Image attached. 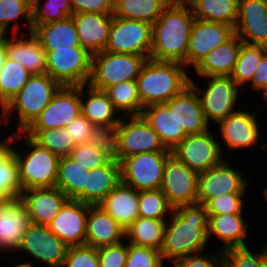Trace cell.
Returning <instances> with one entry per match:
<instances>
[{
    "label": "cell",
    "mask_w": 267,
    "mask_h": 267,
    "mask_svg": "<svg viewBox=\"0 0 267 267\" xmlns=\"http://www.w3.org/2000/svg\"><path fill=\"white\" fill-rule=\"evenodd\" d=\"M166 221L160 253L163 261L175 260L206 252L208 217L204 205L193 204L172 210Z\"/></svg>",
    "instance_id": "cell-1"
},
{
    "label": "cell",
    "mask_w": 267,
    "mask_h": 267,
    "mask_svg": "<svg viewBox=\"0 0 267 267\" xmlns=\"http://www.w3.org/2000/svg\"><path fill=\"white\" fill-rule=\"evenodd\" d=\"M195 17L190 5L173 1L152 24L150 57L157 61H174L186 67L189 37Z\"/></svg>",
    "instance_id": "cell-2"
},
{
    "label": "cell",
    "mask_w": 267,
    "mask_h": 267,
    "mask_svg": "<svg viewBox=\"0 0 267 267\" xmlns=\"http://www.w3.org/2000/svg\"><path fill=\"white\" fill-rule=\"evenodd\" d=\"M191 73L182 63L148 58L136 79L143 108L164 104L190 85Z\"/></svg>",
    "instance_id": "cell-3"
},
{
    "label": "cell",
    "mask_w": 267,
    "mask_h": 267,
    "mask_svg": "<svg viewBox=\"0 0 267 267\" xmlns=\"http://www.w3.org/2000/svg\"><path fill=\"white\" fill-rule=\"evenodd\" d=\"M23 139L24 148L16 147ZM25 139V140H24ZM18 163L19 182L21 191L31 188H53L56 186L59 157L37 143L24 132H14L8 141ZM13 145V146H12ZM26 150V152H24Z\"/></svg>",
    "instance_id": "cell-4"
},
{
    "label": "cell",
    "mask_w": 267,
    "mask_h": 267,
    "mask_svg": "<svg viewBox=\"0 0 267 267\" xmlns=\"http://www.w3.org/2000/svg\"><path fill=\"white\" fill-rule=\"evenodd\" d=\"M62 86L47 73L32 75L19 93L7 104L8 122L15 118L17 130L24 132L51 102Z\"/></svg>",
    "instance_id": "cell-5"
},
{
    "label": "cell",
    "mask_w": 267,
    "mask_h": 267,
    "mask_svg": "<svg viewBox=\"0 0 267 267\" xmlns=\"http://www.w3.org/2000/svg\"><path fill=\"white\" fill-rule=\"evenodd\" d=\"M192 78L191 76L190 84L197 92L205 119L210 126L213 123L217 125L241 107L238 102L244 92L230 76L201 77L202 80L203 78L206 80L207 84L202 82L201 87L197 84L199 83L198 80L195 81ZM202 84L206 86L203 85L202 87ZM240 94L242 95L240 96Z\"/></svg>",
    "instance_id": "cell-6"
},
{
    "label": "cell",
    "mask_w": 267,
    "mask_h": 267,
    "mask_svg": "<svg viewBox=\"0 0 267 267\" xmlns=\"http://www.w3.org/2000/svg\"><path fill=\"white\" fill-rule=\"evenodd\" d=\"M148 58L102 51L92 55L88 85L105 91L122 81L136 80Z\"/></svg>",
    "instance_id": "cell-7"
},
{
    "label": "cell",
    "mask_w": 267,
    "mask_h": 267,
    "mask_svg": "<svg viewBox=\"0 0 267 267\" xmlns=\"http://www.w3.org/2000/svg\"><path fill=\"white\" fill-rule=\"evenodd\" d=\"M92 55L82 47L46 51V73L61 86L88 83Z\"/></svg>",
    "instance_id": "cell-8"
},
{
    "label": "cell",
    "mask_w": 267,
    "mask_h": 267,
    "mask_svg": "<svg viewBox=\"0 0 267 267\" xmlns=\"http://www.w3.org/2000/svg\"><path fill=\"white\" fill-rule=\"evenodd\" d=\"M209 130L199 134L186 135L172 150L180 162L184 163L197 174L219 165L224 161L221 141ZM216 137V138H215Z\"/></svg>",
    "instance_id": "cell-9"
},
{
    "label": "cell",
    "mask_w": 267,
    "mask_h": 267,
    "mask_svg": "<svg viewBox=\"0 0 267 267\" xmlns=\"http://www.w3.org/2000/svg\"><path fill=\"white\" fill-rule=\"evenodd\" d=\"M172 152H143L120 162L121 182L137 191L160 189L164 167Z\"/></svg>",
    "instance_id": "cell-10"
},
{
    "label": "cell",
    "mask_w": 267,
    "mask_h": 267,
    "mask_svg": "<svg viewBox=\"0 0 267 267\" xmlns=\"http://www.w3.org/2000/svg\"><path fill=\"white\" fill-rule=\"evenodd\" d=\"M152 24L112 15L108 42L104 51L150 57Z\"/></svg>",
    "instance_id": "cell-11"
},
{
    "label": "cell",
    "mask_w": 267,
    "mask_h": 267,
    "mask_svg": "<svg viewBox=\"0 0 267 267\" xmlns=\"http://www.w3.org/2000/svg\"><path fill=\"white\" fill-rule=\"evenodd\" d=\"M80 114V86H62L24 133L33 138L40 130L66 127Z\"/></svg>",
    "instance_id": "cell-12"
},
{
    "label": "cell",
    "mask_w": 267,
    "mask_h": 267,
    "mask_svg": "<svg viewBox=\"0 0 267 267\" xmlns=\"http://www.w3.org/2000/svg\"><path fill=\"white\" fill-rule=\"evenodd\" d=\"M239 108L232 112L228 117L220 121L217 125L219 127V135L222 142L227 145L229 152L238 151L240 149H251L256 145H259V149H267V143H260L263 138L260 135V125L257 114L260 111V107L247 112V109ZM258 112V113H257ZM259 142V143H258Z\"/></svg>",
    "instance_id": "cell-13"
},
{
    "label": "cell",
    "mask_w": 267,
    "mask_h": 267,
    "mask_svg": "<svg viewBox=\"0 0 267 267\" xmlns=\"http://www.w3.org/2000/svg\"><path fill=\"white\" fill-rule=\"evenodd\" d=\"M118 159L143 152H172L165 148L158 134L140 116H122L118 124Z\"/></svg>",
    "instance_id": "cell-14"
},
{
    "label": "cell",
    "mask_w": 267,
    "mask_h": 267,
    "mask_svg": "<svg viewBox=\"0 0 267 267\" xmlns=\"http://www.w3.org/2000/svg\"><path fill=\"white\" fill-rule=\"evenodd\" d=\"M198 175L174 155L167 158L160 190L173 210L197 204Z\"/></svg>",
    "instance_id": "cell-15"
},
{
    "label": "cell",
    "mask_w": 267,
    "mask_h": 267,
    "mask_svg": "<svg viewBox=\"0 0 267 267\" xmlns=\"http://www.w3.org/2000/svg\"><path fill=\"white\" fill-rule=\"evenodd\" d=\"M68 246L47 226L31 224L14 255L28 254L30 260L45 264L46 267H62ZM35 259V260H34Z\"/></svg>",
    "instance_id": "cell-16"
},
{
    "label": "cell",
    "mask_w": 267,
    "mask_h": 267,
    "mask_svg": "<svg viewBox=\"0 0 267 267\" xmlns=\"http://www.w3.org/2000/svg\"><path fill=\"white\" fill-rule=\"evenodd\" d=\"M231 163L225 159L198 175L197 204L204 205L208 200L222 194L247 193L249 177Z\"/></svg>",
    "instance_id": "cell-17"
},
{
    "label": "cell",
    "mask_w": 267,
    "mask_h": 267,
    "mask_svg": "<svg viewBox=\"0 0 267 267\" xmlns=\"http://www.w3.org/2000/svg\"><path fill=\"white\" fill-rule=\"evenodd\" d=\"M30 225V216L19 197L0 202V257L15 254Z\"/></svg>",
    "instance_id": "cell-18"
},
{
    "label": "cell",
    "mask_w": 267,
    "mask_h": 267,
    "mask_svg": "<svg viewBox=\"0 0 267 267\" xmlns=\"http://www.w3.org/2000/svg\"><path fill=\"white\" fill-rule=\"evenodd\" d=\"M234 34V28L227 24L195 19L188 42L186 67L194 69L206 54Z\"/></svg>",
    "instance_id": "cell-19"
},
{
    "label": "cell",
    "mask_w": 267,
    "mask_h": 267,
    "mask_svg": "<svg viewBox=\"0 0 267 267\" xmlns=\"http://www.w3.org/2000/svg\"><path fill=\"white\" fill-rule=\"evenodd\" d=\"M89 205L79 200L68 199L48 228L68 247L85 245Z\"/></svg>",
    "instance_id": "cell-20"
},
{
    "label": "cell",
    "mask_w": 267,
    "mask_h": 267,
    "mask_svg": "<svg viewBox=\"0 0 267 267\" xmlns=\"http://www.w3.org/2000/svg\"><path fill=\"white\" fill-rule=\"evenodd\" d=\"M234 33L243 43L267 47V0H239Z\"/></svg>",
    "instance_id": "cell-21"
},
{
    "label": "cell",
    "mask_w": 267,
    "mask_h": 267,
    "mask_svg": "<svg viewBox=\"0 0 267 267\" xmlns=\"http://www.w3.org/2000/svg\"><path fill=\"white\" fill-rule=\"evenodd\" d=\"M164 104L173 112L179 128H183L187 135L199 134L211 128L205 119L197 92L191 84Z\"/></svg>",
    "instance_id": "cell-22"
},
{
    "label": "cell",
    "mask_w": 267,
    "mask_h": 267,
    "mask_svg": "<svg viewBox=\"0 0 267 267\" xmlns=\"http://www.w3.org/2000/svg\"><path fill=\"white\" fill-rule=\"evenodd\" d=\"M4 48L8 59L20 63L32 75L46 73V51L32 32L9 34Z\"/></svg>",
    "instance_id": "cell-23"
},
{
    "label": "cell",
    "mask_w": 267,
    "mask_h": 267,
    "mask_svg": "<svg viewBox=\"0 0 267 267\" xmlns=\"http://www.w3.org/2000/svg\"><path fill=\"white\" fill-rule=\"evenodd\" d=\"M30 216L31 224L48 226L69 199L59 188H31L19 197Z\"/></svg>",
    "instance_id": "cell-24"
},
{
    "label": "cell",
    "mask_w": 267,
    "mask_h": 267,
    "mask_svg": "<svg viewBox=\"0 0 267 267\" xmlns=\"http://www.w3.org/2000/svg\"><path fill=\"white\" fill-rule=\"evenodd\" d=\"M243 215V213L207 215L209 242L215 236L221 241L220 247L217 248L220 251L249 247L246 239L250 226Z\"/></svg>",
    "instance_id": "cell-25"
},
{
    "label": "cell",
    "mask_w": 267,
    "mask_h": 267,
    "mask_svg": "<svg viewBox=\"0 0 267 267\" xmlns=\"http://www.w3.org/2000/svg\"><path fill=\"white\" fill-rule=\"evenodd\" d=\"M81 47L91 55L102 52L108 42L112 15L100 13H76L72 15Z\"/></svg>",
    "instance_id": "cell-26"
},
{
    "label": "cell",
    "mask_w": 267,
    "mask_h": 267,
    "mask_svg": "<svg viewBox=\"0 0 267 267\" xmlns=\"http://www.w3.org/2000/svg\"><path fill=\"white\" fill-rule=\"evenodd\" d=\"M125 240V228L100 206H90L87 214L85 245L96 249Z\"/></svg>",
    "instance_id": "cell-27"
},
{
    "label": "cell",
    "mask_w": 267,
    "mask_h": 267,
    "mask_svg": "<svg viewBox=\"0 0 267 267\" xmlns=\"http://www.w3.org/2000/svg\"><path fill=\"white\" fill-rule=\"evenodd\" d=\"M120 181V163L108 161L101 167L87 171L84 189L74 199L97 206Z\"/></svg>",
    "instance_id": "cell-28"
},
{
    "label": "cell",
    "mask_w": 267,
    "mask_h": 267,
    "mask_svg": "<svg viewBox=\"0 0 267 267\" xmlns=\"http://www.w3.org/2000/svg\"><path fill=\"white\" fill-rule=\"evenodd\" d=\"M242 41L234 34L225 43L210 51L192 70L197 77L230 76L233 72Z\"/></svg>",
    "instance_id": "cell-29"
},
{
    "label": "cell",
    "mask_w": 267,
    "mask_h": 267,
    "mask_svg": "<svg viewBox=\"0 0 267 267\" xmlns=\"http://www.w3.org/2000/svg\"><path fill=\"white\" fill-rule=\"evenodd\" d=\"M98 206L126 229L139 217L138 191L120 181Z\"/></svg>",
    "instance_id": "cell-30"
},
{
    "label": "cell",
    "mask_w": 267,
    "mask_h": 267,
    "mask_svg": "<svg viewBox=\"0 0 267 267\" xmlns=\"http://www.w3.org/2000/svg\"><path fill=\"white\" fill-rule=\"evenodd\" d=\"M81 114L94 125H118L122 116L114 108L107 93L88 84L80 86Z\"/></svg>",
    "instance_id": "cell-31"
},
{
    "label": "cell",
    "mask_w": 267,
    "mask_h": 267,
    "mask_svg": "<svg viewBox=\"0 0 267 267\" xmlns=\"http://www.w3.org/2000/svg\"><path fill=\"white\" fill-rule=\"evenodd\" d=\"M141 116L158 134L166 149L172 151L187 135L179 128L173 112L165 104H154L143 108Z\"/></svg>",
    "instance_id": "cell-32"
},
{
    "label": "cell",
    "mask_w": 267,
    "mask_h": 267,
    "mask_svg": "<svg viewBox=\"0 0 267 267\" xmlns=\"http://www.w3.org/2000/svg\"><path fill=\"white\" fill-rule=\"evenodd\" d=\"M32 33L38 38L45 51L81 47L72 16L57 22L32 26Z\"/></svg>",
    "instance_id": "cell-33"
},
{
    "label": "cell",
    "mask_w": 267,
    "mask_h": 267,
    "mask_svg": "<svg viewBox=\"0 0 267 267\" xmlns=\"http://www.w3.org/2000/svg\"><path fill=\"white\" fill-rule=\"evenodd\" d=\"M167 220L138 217L125 229L127 243L159 250L163 244Z\"/></svg>",
    "instance_id": "cell-34"
},
{
    "label": "cell",
    "mask_w": 267,
    "mask_h": 267,
    "mask_svg": "<svg viewBox=\"0 0 267 267\" xmlns=\"http://www.w3.org/2000/svg\"><path fill=\"white\" fill-rule=\"evenodd\" d=\"M239 0H193L189 5L195 19L235 27Z\"/></svg>",
    "instance_id": "cell-35"
},
{
    "label": "cell",
    "mask_w": 267,
    "mask_h": 267,
    "mask_svg": "<svg viewBox=\"0 0 267 267\" xmlns=\"http://www.w3.org/2000/svg\"><path fill=\"white\" fill-rule=\"evenodd\" d=\"M172 0H114L113 16L153 24Z\"/></svg>",
    "instance_id": "cell-36"
},
{
    "label": "cell",
    "mask_w": 267,
    "mask_h": 267,
    "mask_svg": "<svg viewBox=\"0 0 267 267\" xmlns=\"http://www.w3.org/2000/svg\"><path fill=\"white\" fill-rule=\"evenodd\" d=\"M31 6L32 0H0V26L9 34H19L23 21L27 30L21 34L31 33Z\"/></svg>",
    "instance_id": "cell-37"
},
{
    "label": "cell",
    "mask_w": 267,
    "mask_h": 267,
    "mask_svg": "<svg viewBox=\"0 0 267 267\" xmlns=\"http://www.w3.org/2000/svg\"><path fill=\"white\" fill-rule=\"evenodd\" d=\"M88 168L70 156L59 159L56 186L69 199H74L83 189Z\"/></svg>",
    "instance_id": "cell-38"
},
{
    "label": "cell",
    "mask_w": 267,
    "mask_h": 267,
    "mask_svg": "<svg viewBox=\"0 0 267 267\" xmlns=\"http://www.w3.org/2000/svg\"><path fill=\"white\" fill-rule=\"evenodd\" d=\"M267 53V47L241 43L237 61L230 78L246 92L245 87L251 82L253 74ZM245 86V87H244Z\"/></svg>",
    "instance_id": "cell-39"
},
{
    "label": "cell",
    "mask_w": 267,
    "mask_h": 267,
    "mask_svg": "<svg viewBox=\"0 0 267 267\" xmlns=\"http://www.w3.org/2000/svg\"><path fill=\"white\" fill-rule=\"evenodd\" d=\"M105 92L114 108L122 116H140L143 110L136 80L122 81L108 87Z\"/></svg>",
    "instance_id": "cell-40"
},
{
    "label": "cell",
    "mask_w": 267,
    "mask_h": 267,
    "mask_svg": "<svg viewBox=\"0 0 267 267\" xmlns=\"http://www.w3.org/2000/svg\"><path fill=\"white\" fill-rule=\"evenodd\" d=\"M18 163L8 142L0 147V202L20 197Z\"/></svg>",
    "instance_id": "cell-41"
},
{
    "label": "cell",
    "mask_w": 267,
    "mask_h": 267,
    "mask_svg": "<svg viewBox=\"0 0 267 267\" xmlns=\"http://www.w3.org/2000/svg\"><path fill=\"white\" fill-rule=\"evenodd\" d=\"M31 76L24 66L6 57L0 71V101L8 104Z\"/></svg>",
    "instance_id": "cell-42"
},
{
    "label": "cell",
    "mask_w": 267,
    "mask_h": 267,
    "mask_svg": "<svg viewBox=\"0 0 267 267\" xmlns=\"http://www.w3.org/2000/svg\"><path fill=\"white\" fill-rule=\"evenodd\" d=\"M31 13L32 26H40L66 19L73 10L70 0H32Z\"/></svg>",
    "instance_id": "cell-43"
},
{
    "label": "cell",
    "mask_w": 267,
    "mask_h": 267,
    "mask_svg": "<svg viewBox=\"0 0 267 267\" xmlns=\"http://www.w3.org/2000/svg\"><path fill=\"white\" fill-rule=\"evenodd\" d=\"M139 217L167 220L172 208L160 189L138 191Z\"/></svg>",
    "instance_id": "cell-44"
},
{
    "label": "cell",
    "mask_w": 267,
    "mask_h": 267,
    "mask_svg": "<svg viewBox=\"0 0 267 267\" xmlns=\"http://www.w3.org/2000/svg\"><path fill=\"white\" fill-rule=\"evenodd\" d=\"M245 248H231L223 251L224 267H267V243L257 251Z\"/></svg>",
    "instance_id": "cell-45"
},
{
    "label": "cell",
    "mask_w": 267,
    "mask_h": 267,
    "mask_svg": "<svg viewBox=\"0 0 267 267\" xmlns=\"http://www.w3.org/2000/svg\"><path fill=\"white\" fill-rule=\"evenodd\" d=\"M33 139L59 158L69 156L76 146L66 127L40 130Z\"/></svg>",
    "instance_id": "cell-46"
},
{
    "label": "cell",
    "mask_w": 267,
    "mask_h": 267,
    "mask_svg": "<svg viewBox=\"0 0 267 267\" xmlns=\"http://www.w3.org/2000/svg\"><path fill=\"white\" fill-rule=\"evenodd\" d=\"M117 130L118 125H94L90 140L92 145L113 162H119Z\"/></svg>",
    "instance_id": "cell-47"
},
{
    "label": "cell",
    "mask_w": 267,
    "mask_h": 267,
    "mask_svg": "<svg viewBox=\"0 0 267 267\" xmlns=\"http://www.w3.org/2000/svg\"><path fill=\"white\" fill-rule=\"evenodd\" d=\"M247 193L222 194L208 200L205 204L207 215L244 213V200Z\"/></svg>",
    "instance_id": "cell-48"
},
{
    "label": "cell",
    "mask_w": 267,
    "mask_h": 267,
    "mask_svg": "<svg viewBox=\"0 0 267 267\" xmlns=\"http://www.w3.org/2000/svg\"><path fill=\"white\" fill-rule=\"evenodd\" d=\"M159 250L128 243L125 267H165Z\"/></svg>",
    "instance_id": "cell-49"
},
{
    "label": "cell",
    "mask_w": 267,
    "mask_h": 267,
    "mask_svg": "<svg viewBox=\"0 0 267 267\" xmlns=\"http://www.w3.org/2000/svg\"><path fill=\"white\" fill-rule=\"evenodd\" d=\"M62 267H99L98 249L88 245L69 247Z\"/></svg>",
    "instance_id": "cell-50"
},
{
    "label": "cell",
    "mask_w": 267,
    "mask_h": 267,
    "mask_svg": "<svg viewBox=\"0 0 267 267\" xmlns=\"http://www.w3.org/2000/svg\"><path fill=\"white\" fill-rule=\"evenodd\" d=\"M74 161L84 165L88 170L105 165L109 160L91 143L76 145L69 155Z\"/></svg>",
    "instance_id": "cell-51"
},
{
    "label": "cell",
    "mask_w": 267,
    "mask_h": 267,
    "mask_svg": "<svg viewBox=\"0 0 267 267\" xmlns=\"http://www.w3.org/2000/svg\"><path fill=\"white\" fill-rule=\"evenodd\" d=\"M127 256L128 243L125 240L100 248L98 249L99 267H125Z\"/></svg>",
    "instance_id": "cell-52"
},
{
    "label": "cell",
    "mask_w": 267,
    "mask_h": 267,
    "mask_svg": "<svg viewBox=\"0 0 267 267\" xmlns=\"http://www.w3.org/2000/svg\"><path fill=\"white\" fill-rule=\"evenodd\" d=\"M215 253V254H214ZM213 254L199 253L175 260L174 267H224L223 251L216 250Z\"/></svg>",
    "instance_id": "cell-53"
},
{
    "label": "cell",
    "mask_w": 267,
    "mask_h": 267,
    "mask_svg": "<svg viewBox=\"0 0 267 267\" xmlns=\"http://www.w3.org/2000/svg\"><path fill=\"white\" fill-rule=\"evenodd\" d=\"M66 128L68 129V135L70 138H73L75 145L90 143L94 124L82 114L71 121Z\"/></svg>",
    "instance_id": "cell-54"
},
{
    "label": "cell",
    "mask_w": 267,
    "mask_h": 267,
    "mask_svg": "<svg viewBox=\"0 0 267 267\" xmlns=\"http://www.w3.org/2000/svg\"><path fill=\"white\" fill-rule=\"evenodd\" d=\"M73 14L76 13H100L113 15L114 0H70Z\"/></svg>",
    "instance_id": "cell-55"
},
{
    "label": "cell",
    "mask_w": 267,
    "mask_h": 267,
    "mask_svg": "<svg viewBox=\"0 0 267 267\" xmlns=\"http://www.w3.org/2000/svg\"><path fill=\"white\" fill-rule=\"evenodd\" d=\"M248 86L256 93L262 87L267 86V53L261 58Z\"/></svg>",
    "instance_id": "cell-56"
},
{
    "label": "cell",
    "mask_w": 267,
    "mask_h": 267,
    "mask_svg": "<svg viewBox=\"0 0 267 267\" xmlns=\"http://www.w3.org/2000/svg\"><path fill=\"white\" fill-rule=\"evenodd\" d=\"M7 104L0 101V124L8 125Z\"/></svg>",
    "instance_id": "cell-57"
},
{
    "label": "cell",
    "mask_w": 267,
    "mask_h": 267,
    "mask_svg": "<svg viewBox=\"0 0 267 267\" xmlns=\"http://www.w3.org/2000/svg\"><path fill=\"white\" fill-rule=\"evenodd\" d=\"M8 32H6L1 26H0V47L4 46V42L6 40V37L8 36Z\"/></svg>",
    "instance_id": "cell-58"
},
{
    "label": "cell",
    "mask_w": 267,
    "mask_h": 267,
    "mask_svg": "<svg viewBox=\"0 0 267 267\" xmlns=\"http://www.w3.org/2000/svg\"><path fill=\"white\" fill-rule=\"evenodd\" d=\"M6 267H8V266H6ZM11 267H36V266L32 262H30V261L27 262V260H26V262L20 261L19 263H16Z\"/></svg>",
    "instance_id": "cell-59"
},
{
    "label": "cell",
    "mask_w": 267,
    "mask_h": 267,
    "mask_svg": "<svg viewBox=\"0 0 267 267\" xmlns=\"http://www.w3.org/2000/svg\"><path fill=\"white\" fill-rule=\"evenodd\" d=\"M5 58H6V53H5V48L3 46V47H0V71L2 70V65H3Z\"/></svg>",
    "instance_id": "cell-60"
},
{
    "label": "cell",
    "mask_w": 267,
    "mask_h": 267,
    "mask_svg": "<svg viewBox=\"0 0 267 267\" xmlns=\"http://www.w3.org/2000/svg\"><path fill=\"white\" fill-rule=\"evenodd\" d=\"M259 92H261L262 95V100L265 101L264 103L267 105V86L262 87L260 90H258Z\"/></svg>",
    "instance_id": "cell-61"
},
{
    "label": "cell",
    "mask_w": 267,
    "mask_h": 267,
    "mask_svg": "<svg viewBox=\"0 0 267 267\" xmlns=\"http://www.w3.org/2000/svg\"><path fill=\"white\" fill-rule=\"evenodd\" d=\"M11 134L6 135L7 137L4 139L0 138V147H3L13 137V132Z\"/></svg>",
    "instance_id": "cell-62"
},
{
    "label": "cell",
    "mask_w": 267,
    "mask_h": 267,
    "mask_svg": "<svg viewBox=\"0 0 267 267\" xmlns=\"http://www.w3.org/2000/svg\"><path fill=\"white\" fill-rule=\"evenodd\" d=\"M172 1L175 2V3H178V4L189 5L193 0H172Z\"/></svg>",
    "instance_id": "cell-63"
},
{
    "label": "cell",
    "mask_w": 267,
    "mask_h": 267,
    "mask_svg": "<svg viewBox=\"0 0 267 267\" xmlns=\"http://www.w3.org/2000/svg\"><path fill=\"white\" fill-rule=\"evenodd\" d=\"M262 193H263L262 197H265L264 199H266L267 201V187H264V189L262 190Z\"/></svg>",
    "instance_id": "cell-64"
}]
</instances>
